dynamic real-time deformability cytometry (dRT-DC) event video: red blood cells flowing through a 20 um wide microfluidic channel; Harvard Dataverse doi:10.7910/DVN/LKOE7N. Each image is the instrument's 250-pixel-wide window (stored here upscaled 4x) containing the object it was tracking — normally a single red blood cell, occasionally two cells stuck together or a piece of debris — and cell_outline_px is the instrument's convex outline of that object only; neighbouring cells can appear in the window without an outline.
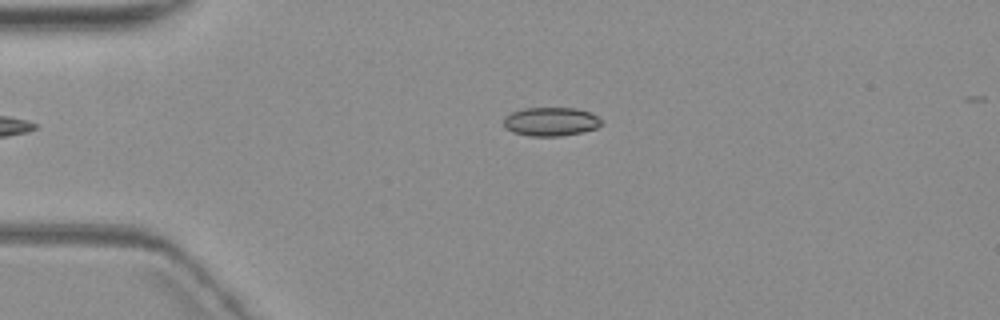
{"species": "common noctule bat (a hibernating species)", "species_latin": "Nyctalus noctula", "temperature_condition": "warm", "stored_images_in_passage": 3, "camera_frame_rate_fps": 3000, "um_per_image_px": 0.085, "animal": {"sex": "female", "body_mass_g": 19.3, "forearm_length_mm": 54.1}, "frame": {"image": 1, "passage_image": 2, "time_ms": 1.0, "image_size_px": [1000, 320], "cell_outline_px": [[604, 124], [596, 128], [580, 132], [560, 136], [528, 136], [512, 132], [504, 128], [504, 116], [512, 112], [524, 108], [576, 108], [592, 112], [604, 120]], "centroid_in_image_um": [46.84, 10.33], "position_along_channel_um": 38.2, "area_um2": 16.65}}